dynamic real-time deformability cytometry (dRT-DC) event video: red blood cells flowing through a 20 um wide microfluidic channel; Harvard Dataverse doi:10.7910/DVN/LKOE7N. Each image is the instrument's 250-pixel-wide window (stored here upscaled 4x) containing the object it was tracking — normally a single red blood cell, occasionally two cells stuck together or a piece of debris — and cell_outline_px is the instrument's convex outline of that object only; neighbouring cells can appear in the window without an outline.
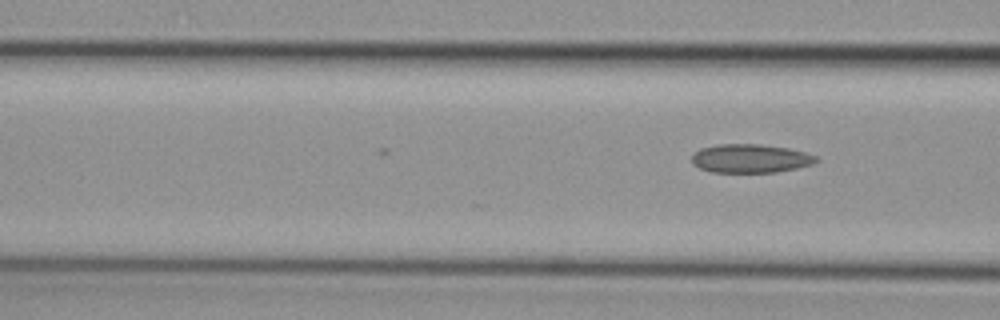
{"species": "common noctule bat (a hibernating species)", "species_latin": "Nyctalus noctula", "temperature_condition": "cold", "stored_images_in_passage": 4, "camera_frame_rate_fps": 3000, "um_per_image_px": 0.085, "animal": {"sex": "female", "body_mass_g": 29.2, "forearm_length_mm": 56.3}, "frame": {"image": 1, "passage_image": 4, "time_ms": 1.0, "image_size_px": [1000, 320], "cell_outline_px": [[820, 160], [812, 164], [796, 168], [776, 172], [712, 172], [700, 168], [692, 164], [692, 156], [700, 148], [720, 144], [760, 144], [788, 148], [804, 152], [816, 156]], "centroid_in_image_um": [63.78, 13.47], "position_along_channel_um": 102.8, "area_um2": 20.69}}